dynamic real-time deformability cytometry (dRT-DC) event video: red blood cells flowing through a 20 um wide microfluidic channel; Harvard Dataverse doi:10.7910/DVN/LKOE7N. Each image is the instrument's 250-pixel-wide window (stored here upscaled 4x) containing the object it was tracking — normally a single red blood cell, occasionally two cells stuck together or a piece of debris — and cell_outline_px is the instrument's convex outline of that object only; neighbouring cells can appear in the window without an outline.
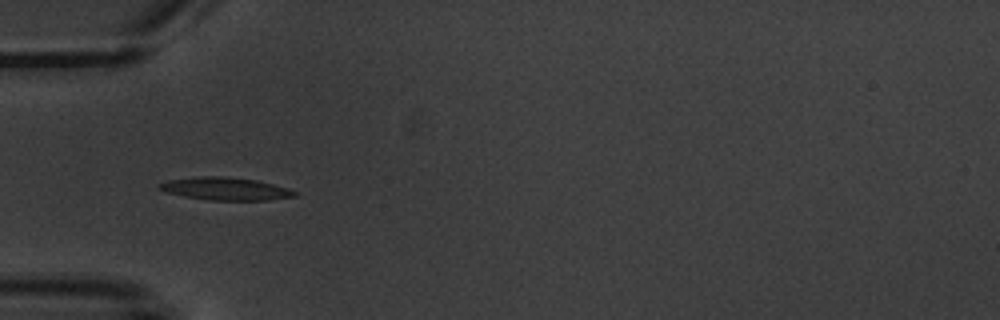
{"species": "common noctule bat (a hibernating species)", "species_latin": "Nyctalus noctula", "temperature_condition": "warm", "stored_images_in_passage": 7, "camera_frame_rate_fps": 3000, "um_per_image_px": 0.085, "animal": {"sex": "male", "body_mass_g": 20.1, "forearm_length_mm": 53.5}, "frame": {"image": 1, "passage_image": 4, "time_ms": 4.0, "image_size_px": [1000, 320], "cell_outline_px": [[300, 192], [296, 196], [268, 200], [208, 200], [184, 196], [168, 192], [156, 188], [156, 184], [168, 180], [196, 176], [220, 176], [256, 180], [288, 188]], "centroid_in_image_um": [19.15, 16.04], "position_along_channel_um": 65.9, "area_um2": 17.98}}
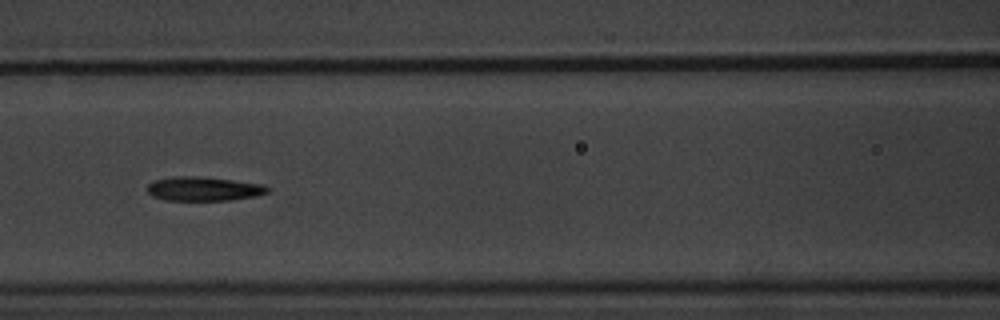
{"frame": {"image": 2, "passage_image": 6, "time_ms": 6.333, "image_size_px": [1000, 320], "cell_outline_px": [[268, 192], [256, 196], [232, 200], [164, 200], [152, 196], [148, 192], [148, 184], [156, 180], [172, 176], [196, 176], [232, 180], [260, 184], [268, 188]], "centroid_in_image_um": [17.27, 16.05], "position_along_channel_um": 149.3, "area_um2": 16.7}}
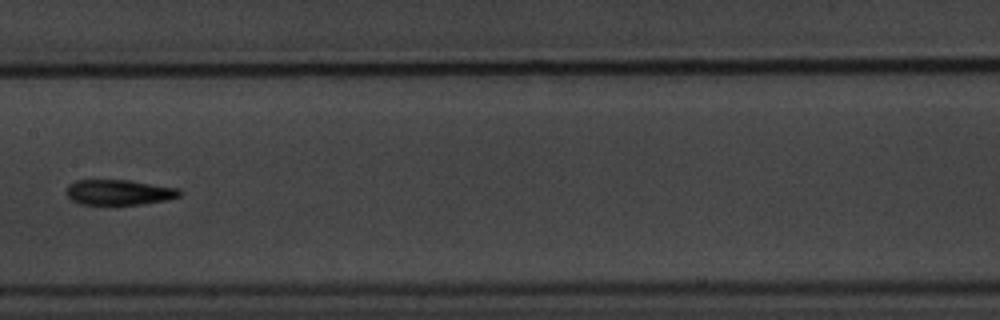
{"frame": {"image": 3, "passage_image": 7, "time_ms": 7.667, "image_size_px": [1000, 320], "cell_outline_px": [[184, 192], [180, 196], [168, 200], [140, 204], [80, 204], [72, 200], [68, 196], [68, 184], [76, 180], [128, 180], [180, 188]], "centroid_in_image_um": [10.18, 16.34], "position_along_channel_um": 197.2, "area_um2": 16.7}}